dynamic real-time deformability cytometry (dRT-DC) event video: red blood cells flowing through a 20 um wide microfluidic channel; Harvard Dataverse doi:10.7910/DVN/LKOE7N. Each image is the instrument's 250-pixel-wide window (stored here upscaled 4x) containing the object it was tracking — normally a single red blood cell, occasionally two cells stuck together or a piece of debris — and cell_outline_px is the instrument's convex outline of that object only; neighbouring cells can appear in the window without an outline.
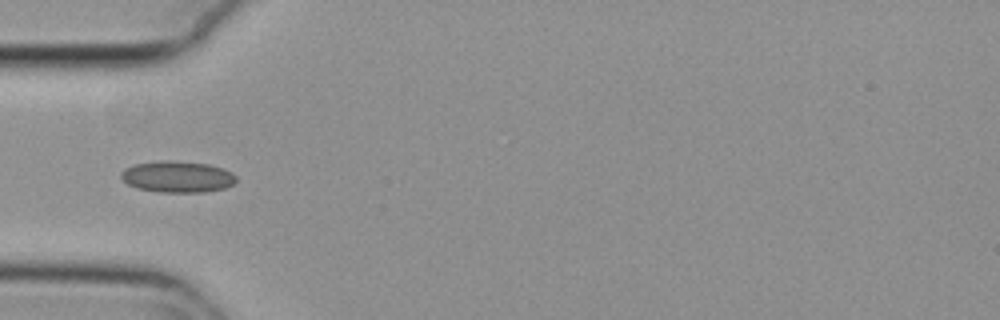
{"species": "common noctule bat (a hibernating species)", "species_latin": "Nyctalus noctula", "temperature_condition": "cold", "stored_images_in_passage": 38, "camera_frame_rate_fps": 3000, "um_per_image_px": 0.085, "animal": {"sex": "female", "body_mass_g": 29.2, "forearm_length_mm": 56.3}, "frame": {"image": 1, "passage_image": 1, "time_ms": 0.0, "image_size_px": [1000, 320], "cell_outline_px": [[236, 180], [232, 184], [224, 188], [204, 192], [160, 192], [136, 188], [128, 184], [120, 176], [120, 172], [124, 168], [132, 164], [168, 160], [208, 164], [232, 172], [236, 176]], "centroid_in_image_um": [15.04, 15.02], "position_along_channel_um": 70.0, "area_um2": 20.98}}
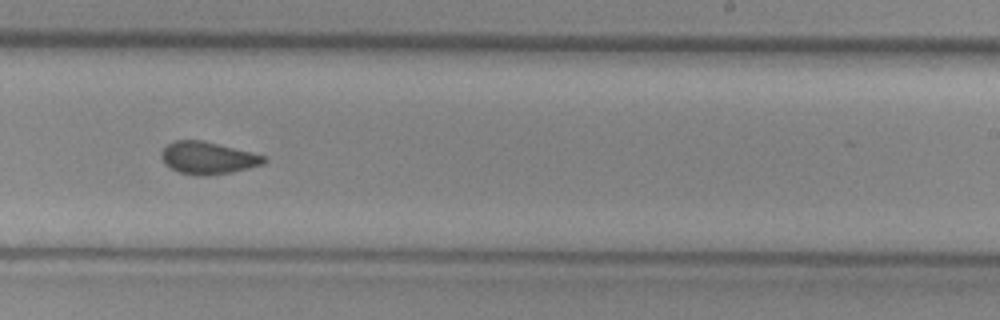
{"frame": {"image": 2, "passage_image": 17, "time_ms": 5.333, "image_size_px": [1000, 320], "cell_outline_px": [[268, 160], [264, 164], [232, 172], [208, 176], [196, 176], [180, 172], [164, 164], [160, 156], [160, 152], [168, 144], [176, 140], [200, 140], [268, 156]], "centroid_in_image_um": [17.68, 13.44], "position_along_channel_um": 271.3, "area_um2": 19.36}}
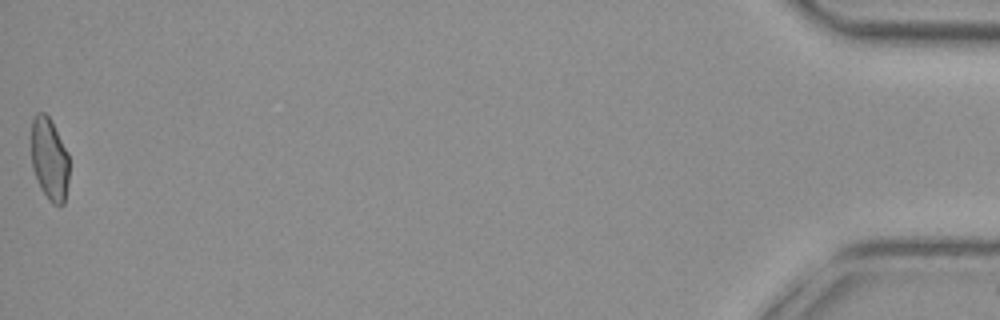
{"frame": {"image": 3, "passage_image": 38, "time_ms": 12.333, "image_size_px": [1000, 320], "cell_outline_px": [[68, 180], [64, 204], [52, 204], [48, 200], [40, 188], [32, 168], [32, 120], [36, 112], [44, 112], [48, 116], [68, 152]], "centroid_in_image_um": [4.19, 13.54], "position_along_channel_um": 431.0, "area_um2": 18.09}, "authors_computed_cell_mechanics": {"area_um2": 19.2185, "velocity_mm_per_s": 3.7713, "shape_relaxation_time_tau1_ms": null, "shape_relaxation_time_tau2_ms": 2.2522, "deformation_change_tau1": null, "deformation_change_tau2": 0.0739}}